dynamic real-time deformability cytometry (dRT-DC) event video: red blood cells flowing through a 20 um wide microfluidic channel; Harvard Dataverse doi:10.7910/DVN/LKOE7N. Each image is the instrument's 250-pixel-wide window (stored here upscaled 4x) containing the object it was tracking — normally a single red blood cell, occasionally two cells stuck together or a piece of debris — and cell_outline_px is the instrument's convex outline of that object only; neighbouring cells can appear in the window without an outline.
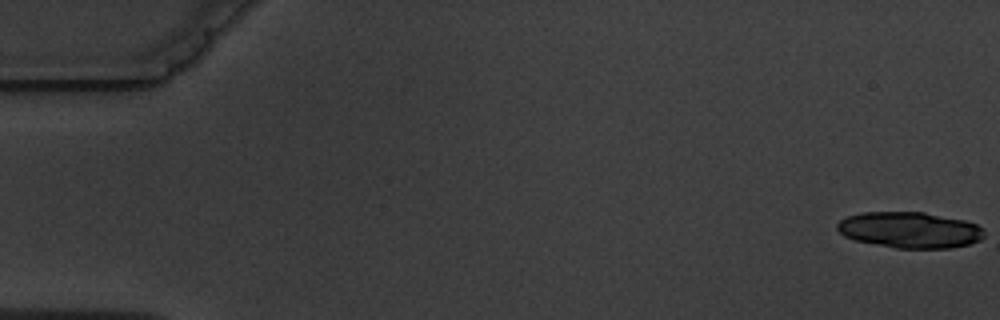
{"species": "common noctule bat (a hibernating species)", "species_latin": "Nyctalus noctula", "temperature_condition": "warm", "stored_images_in_passage": 9, "camera_frame_rate_fps": 3000, "um_per_image_px": 0.085, "animal": {"sex": "male", "body_mass_g": 19.5, "forearm_length_mm": 54.6}, "frame": {"image": 1, "passage_image": 1, "time_ms": 0.0, "image_size_px": [1000, 320], "cell_outline_px": [[984, 236], [980, 240], [968, 244], [952, 248], [896, 248], [856, 240], [844, 236], [836, 228], [836, 224], [840, 220], [848, 216], [864, 212], [924, 212], [964, 220], [976, 224], [984, 232]], "centroid_in_image_um": [77.32, 19.54], "position_along_channel_um": 7.7, "area_um2": 30.69}}
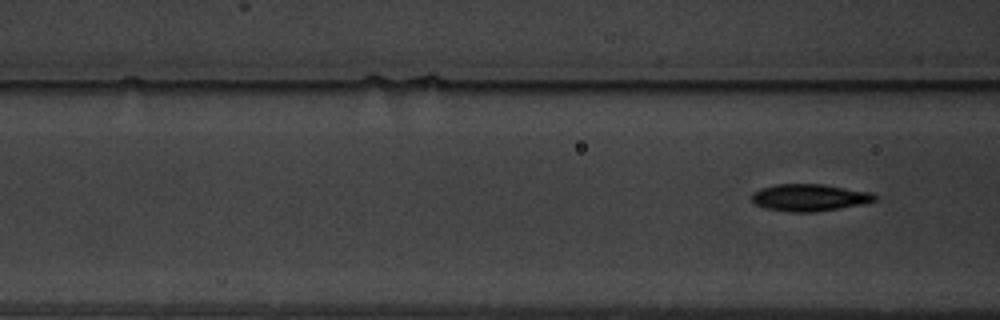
{"frame": {"image": 2, "passage_image": 9, "time_ms": 10.333, "image_size_px": [1000, 320], "cell_outline_px": [[880, 196], [876, 200], [864, 204], [816, 212], [788, 212], [764, 208], [756, 204], [752, 200], [752, 192], [760, 188], [776, 184], [824, 184], [872, 192]], "centroid_in_image_um": [68.84, 16.79], "position_along_channel_um": 97.8, "area_um2": 19.71}}